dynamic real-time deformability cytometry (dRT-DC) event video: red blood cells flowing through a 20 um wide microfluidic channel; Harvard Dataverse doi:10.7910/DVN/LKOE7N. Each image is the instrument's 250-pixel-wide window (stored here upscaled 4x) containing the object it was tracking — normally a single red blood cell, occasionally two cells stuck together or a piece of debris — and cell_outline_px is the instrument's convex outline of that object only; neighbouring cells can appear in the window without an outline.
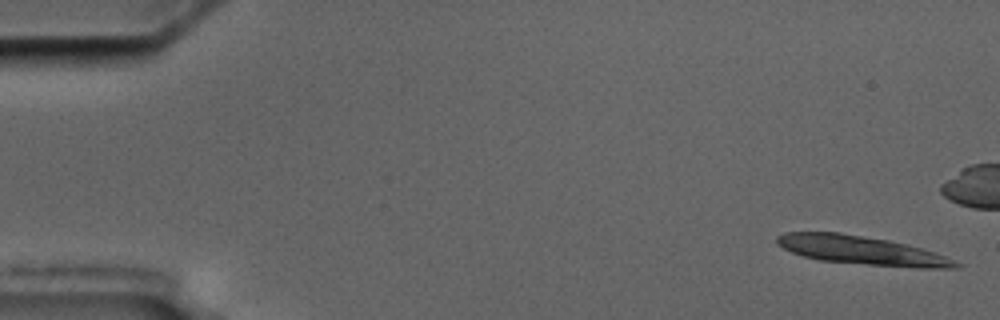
{"species": "common noctule bat (a hibernating species)", "species_latin": "Nyctalus noctula", "temperature_condition": "cold", "stored_images_in_passage": 10, "camera_frame_rate_fps": 3000, "um_per_image_px": 0.085, "animal": {"sex": "male", "body_mass_g": 17.5, "forearm_length_mm": 52.3}, "frame": {"image": 1, "passage_image": 1, "time_ms": 0.0, "image_size_px": [1000, 320], "cell_outline_px": [[964, 264], [960, 268], [916, 268], [820, 260], [804, 256], [792, 252], [776, 244], [776, 236], [784, 232], [840, 232], [888, 240], [936, 252]], "centroid_in_image_um": [73.27, 21.28], "position_along_channel_um": 11.7, "area_um2": 29.77}}